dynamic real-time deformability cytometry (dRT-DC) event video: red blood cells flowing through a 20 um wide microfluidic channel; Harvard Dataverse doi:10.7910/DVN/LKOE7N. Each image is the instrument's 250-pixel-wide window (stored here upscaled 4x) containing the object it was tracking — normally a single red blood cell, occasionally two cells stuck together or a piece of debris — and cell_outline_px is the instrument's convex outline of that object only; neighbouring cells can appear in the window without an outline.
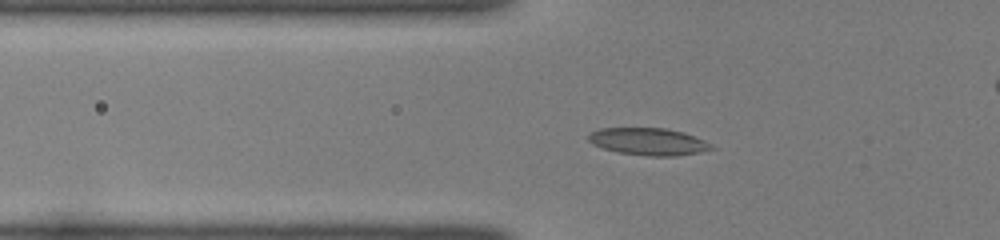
{"species": "common noctule bat (a hibernating species)", "species_latin": "Nyctalus noctula", "temperature_condition": "room temperature", "stored_images_in_passage": 10, "camera_frame_rate_fps": 3000, "um_per_image_px": 0.085, "animal": {"sex": "female", "body_mass_g": 22.0, "forearm_length_mm": 56.7}, "frame": {"image": 1, "passage_image": 10, "time_ms": 3.0, "image_size_px": [1000, 240], "cell_outline_px": [[716, 148], [700, 152], [676, 156], [648, 156], [620, 152], [600, 148], [592, 144], [588, 140], [588, 136], [592, 132], [600, 128], [664, 128], [684, 132], [704, 140], [712, 144]], "centroid_in_image_um": [55.13, 12.03], "position_along_channel_um": 70.7, "area_um2": 19.54}}